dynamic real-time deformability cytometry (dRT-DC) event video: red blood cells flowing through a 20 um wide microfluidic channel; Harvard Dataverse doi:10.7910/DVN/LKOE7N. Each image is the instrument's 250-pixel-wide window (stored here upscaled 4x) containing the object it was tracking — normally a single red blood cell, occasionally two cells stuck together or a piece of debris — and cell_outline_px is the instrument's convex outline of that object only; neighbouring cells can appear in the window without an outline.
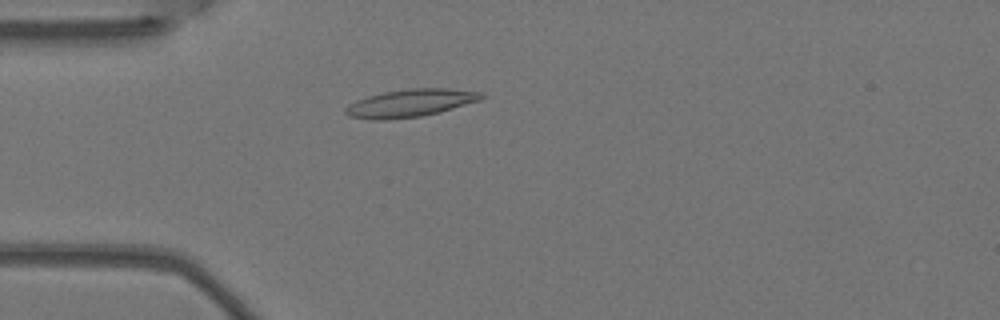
{"species": "Egyptian fruit bat (a non-hibernating species)", "species_latin": "Rousettus aegyptiacus", "temperature_condition": "warm", "stored_images_in_passage": 1, "camera_frame_rate_fps": 3000, "um_per_image_px": 0.085, "animal": {"sex": "female"}, "frame": {"image": 1, "passage_image": 1, "time_ms": 0.0, "image_size_px": [1000, 320], "cell_outline_px": [[484, 96], [480, 100], [440, 112], [420, 116], [388, 120], [372, 120], [348, 116], [344, 112], [344, 108], [348, 104], [356, 100], [368, 96], [384, 92], [408, 88], [448, 88], [484, 92]], "centroid_in_image_um": [34.86, 8.76], "position_along_channel_um": 50.1, "area_um2": 22.08}}